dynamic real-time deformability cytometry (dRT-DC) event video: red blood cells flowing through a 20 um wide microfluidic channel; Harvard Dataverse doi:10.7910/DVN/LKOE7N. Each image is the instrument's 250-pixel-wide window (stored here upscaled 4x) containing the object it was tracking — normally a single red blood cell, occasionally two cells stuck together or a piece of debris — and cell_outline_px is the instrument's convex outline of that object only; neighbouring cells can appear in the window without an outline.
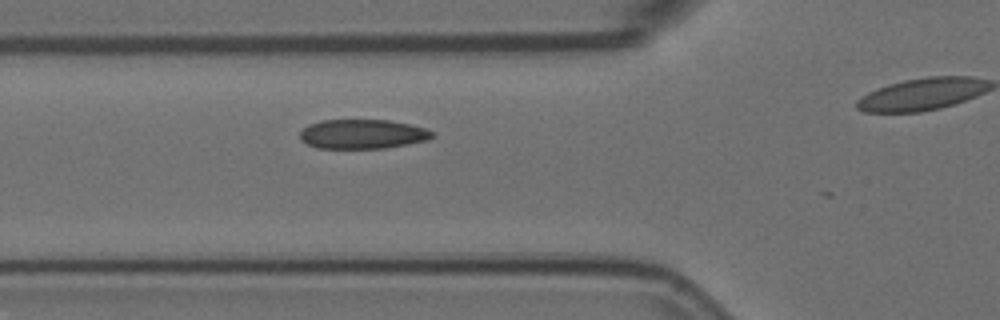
{"species": "Egyptian fruit bat (a non-hibernating species)", "species_latin": "Rousettus aegyptiacus", "temperature_condition": "room temperature", "stored_images_in_passage": 5, "segment_of_instrument_passage": [1, 2], "camera_frame_rate_fps": 3000, "um_per_image_px": 0.085, "animal": {"sex": "female"}, "frame": {"image": 1, "passage_image": 4, "time_ms": 1.0, "image_size_px": [1000, 320], "cell_outline_px": [[436, 136], [428, 140], [408, 144], [384, 148], [316, 148], [300, 140], [300, 132], [308, 124], [320, 120], [388, 120], [412, 124], [424, 128], [432, 132]], "centroid_in_image_um": [30.82, 11.39], "position_along_channel_um": 95.0, "area_um2": 22.77}}